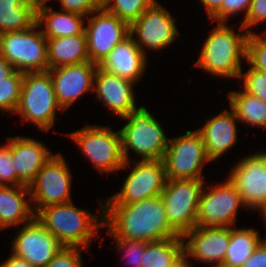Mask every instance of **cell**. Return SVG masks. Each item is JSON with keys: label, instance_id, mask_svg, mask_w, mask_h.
I'll return each mask as SVG.
<instances>
[{"label": "cell", "instance_id": "cell-20", "mask_svg": "<svg viewBox=\"0 0 266 267\" xmlns=\"http://www.w3.org/2000/svg\"><path fill=\"white\" fill-rule=\"evenodd\" d=\"M12 159L17 177L27 186L51 158V151L43 143L28 137H9Z\"/></svg>", "mask_w": 266, "mask_h": 267}, {"label": "cell", "instance_id": "cell-6", "mask_svg": "<svg viewBox=\"0 0 266 267\" xmlns=\"http://www.w3.org/2000/svg\"><path fill=\"white\" fill-rule=\"evenodd\" d=\"M36 23L30 29L0 34V54L20 72L48 70L47 38Z\"/></svg>", "mask_w": 266, "mask_h": 267}, {"label": "cell", "instance_id": "cell-24", "mask_svg": "<svg viewBox=\"0 0 266 267\" xmlns=\"http://www.w3.org/2000/svg\"><path fill=\"white\" fill-rule=\"evenodd\" d=\"M27 194L30 195L27 185L0 186V226L2 228L20 225V223L26 224L35 217V212L24 198Z\"/></svg>", "mask_w": 266, "mask_h": 267}, {"label": "cell", "instance_id": "cell-28", "mask_svg": "<svg viewBox=\"0 0 266 267\" xmlns=\"http://www.w3.org/2000/svg\"><path fill=\"white\" fill-rule=\"evenodd\" d=\"M261 241L258 231L253 228H231L229 246L222 267H241Z\"/></svg>", "mask_w": 266, "mask_h": 267}, {"label": "cell", "instance_id": "cell-10", "mask_svg": "<svg viewBox=\"0 0 266 267\" xmlns=\"http://www.w3.org/2000/svg\"><path fill=\"white\" fill-rule=\"evenodd\" d=\"M166 180L165 165L162 159L139 160L125 179L120 192L105 200V205H129L160 196Z\"/></svg>", "mask_w": 266, "mask_h": 267}, {"label": "cell", "instance_id": "cell-33", "mask_svg": "<svg viewBox=\"0 0 266 267\" xmlns=\"http://www.w3.org/2000/svg\"><path fill=\"white\" fill-rule=\"evenodd\" d=\"M239 78H243L244 92L258 97L266 103V72L256 70L250 66L246 73H240Z\"/></svg>", "mask_w": 266, "mask_h": 267}, {"label": "cell", "instance_id": "cell-47", "mask_svg": "<svg viewBox=\"0 0 266 267\" xmlns=\"http://www.w3.org/2000/svg\"><path fill=\"white\" fill-rule=\"evenodd\" d=\"M47 1H50V0H38V3H45L46 4Z\"/></svg>", "mask_w": 266, "mask_h": 267}, {"label": "cell", "instance_id": "cell-9", "mask_svg": "<svg viewBox=\"0 0 266 267\" xmlns=\"http://www.w3.org/2000/svg\"><path fill=\"white\" fill-rule=\"evenodd\" d=\"M162 160L167 179H202L203 165L211 161L197 130L169 139Z\"/></svg>", "mask_w": 266, "mask_h": 267}, {"label": "cell", "instance_id": "cell-7", "mask_svg": "<svg viewBox=\"0 0 266 267\" xmlns=\"http://www.w3.org/2000/svg\"><path fill=\"white\" fill-rule=\"evenodd\" d=\"M203 179H167L161 193L167 221L180 236L196 226Z\"/></svg>", "mask_w": 266, "mask_h": 267}, {"label": "cell", "instance_id": "cell-17", "mask_svg": "<svg viewBox=\"0 0 266 267\" xmlns=\"http://www.w3.org/2000/svg\"><path fill=\"white\" fill-rule=\"evenodd\" d=\"M97 67L98 64L87 61L47 70L61 111L68 109L82 94L93 89Z\"/></svg>", "mask_w": 266, "mask_h": 267}, {"label": "cell", "instance_id": "cell-43", "mask_svg": "<svg viewBox=\"0 0 266 267\" xmlns=\"http://www.w3.org/2000/svg\"><path fill=\"white\" fill-rule=\"evenodd\" d=\"M207 9V14L211 18L222 6L223 0H201Z\"/></svg>", "mask_w": 266, "mask_h": 267}, {"label": "cell", "instance_id": "cell-44", "mask_svg": "<svg viewBox=\"0 0 266 267\" xmlns=\"http://www.w3.org/2000/svg\"><path fill=\"white\" fill-rule=\"evenodd\" d=\"M186 254L183 253L178 259L177 261L173 264L172 267H192L190 265V263L187 261L186 259Z\"/></svg>", "mask_w": 266, "mask_h": 267}, {"label": "cell", "instance_id": "cell-35", "mask_svg": "<svg viewBox=\"0 0 266 267\" xmlns=\"http://www.w3.org/2000/svg\"><path fill=\"white\" fill-rule=\"evenodd\" d=\"M81 249L63 246L45 267H81Z\"/></svg>", "mask_w": 266, "mask_h": 267}, {"label": "cell", "instance_id": "cell-21", "mask_svg": "<svg viewBox=\"0 0 266 267\" xmlns=\"http://www.w3.org/2000/svg\"><path fill=\"white\" fill-rule=\"evenodd\" d=\"M230 111L224 110L197 129L203 139L206 154L211 161L221 157L237 142L235 120L238 119L235 112L232 109Z\"/></svg>", "mask_w": 266, "mask_h": 267}, {"label": "cell", "instance_id": "cell-8", "mask_svg": "<svg viewBox=\"0 0 266 267\" xmlns=\"http://www.w3.org/2000/svg\"><path fill=\"white\" fill-rule=\"evenodd\" d=\"M68 135L81 147L86 158L100 173L126 168L130 163L123 158L120 131L113 132L108 126L87 124Z\"/></svg>", "mask_w": 266, "mask_h": 267}, {"label": "cell", "instance_id": "cell-27", "mask_svg": "<svg viewBox=\"0 0 266 267\" xmlns=\"http://www.w3.org/2000/svg\"><path fill=\"white\" fill-rule=\"evenodd\" d=\"M182 236L145 242L141 267H172L184 253Z\"/></svg>", "mask_w": 266, "mask_h": 267}, {"label": "cell", "instance_id": "cell-31", "mask_svg": "<svg viewBox=\"0 0 266 267\" xmlns=\"http://www.w3.org/2000/svg\"><path fill=\"white\" fill-rule=\"evenodd\" d=\"M24 73L15 71L10 77L0 79V110L15 112L21 95Z\"/></svg>", "mask_w": 266, "mask_h": 267}, {"label": "cell", "instance_id": "cell-13", "mask_svg": "<svg viewBox=\"0 0 266 267\" xmlns=\"http://www.w3.org/2000/svg\"><path fill=\"white\" fill-rule=\"evenodd\" d=\"M89 17L85 27L89 61L100 65L111 51L130 35V25L104 7Z\"/></svg>", "mask_w": 266, "mask_h": 267}, {"label": "cell", "instance_id": "cell-40", "mask_svg": "<svg viewBox=\"0 0 266 267\" xmlns=\"http://www.w3.org/2000/svg\"><path fill=\"white\" fill-rule=\"evenodd\" d=\"M241 267H266V239L261 241Z\"/></svg>", "mask_w": 266, "mask_h": 267}, {"label": "cell", "instance_id": "cell-25", "mask_svg": "<svg viewBox=\"0 0 266 267\" xmlns=\"http://www.w3.org/2000/svg\"><path fill=\"white\" fill-rule=\"evenodd\" d=\"M48 69L89 61L86 33L47 38Z\"/></svg>", "mask_w": 266, "mask_h": 267}, {"label": "cell", "instance_id": "cell-37", "mask_svg": "<svg viewBox=\"0 0 266 267\" xmlns=\"http://www.w3.org/2000/svg\"><path fill=\"white\" fill-rule=\"evenodd\" d=\"M252 0H223L221 8L210 18L212 22L217 20L218 23H225L228 16L246 10L245 17L249 10Z\"/></svg>", "mask_w": 266, "mask_h": 267}, {"label": "cell", "instance_id": "cell-14", "mask_svg": "<svg viewBox=\"0 0 266 267\" xmlns=\"http://www.w3.org/2000/svg\"><path fill=\"white\" fill-rule=\"evenodd\" d=\"M136 33V45L146 55L145 48H166L179 35L173 17L156 1L130 25V34ZM143 44V45H142Z\"/></svg>", "mask_w": 266, "mask_h": 267}, {"label": "cell", "instance_id": "cell-46", "mask_svg": "<svg viewBox=\"0 0 266 267\" xmlns=\"http://www.w3.org/2000/svg\"><path fill=\"white\" fill-rule=\"evenodd\" d=\"M102 7L108 4L109 0H96Z\"/></svg>", "mask_w": 266, "mask_h": 267}, {"label": "cell", "instance_id": "cell-23", "mask_svg": "<svg viewBox=\"0 0 266 267\" xmlns=\"http://www.w3.org/2000/svg\"><path fill=\"white\" fill-rule=\"evenodd\" d=\"M62 11V12H61ZM60 12L47 7L45 3L37 4V20L46 38L66 37L85 32L84 15L61 10Z\"/></svg>", "mask_w": 266, "mask_h": 267}, {"label": "cell", "instance_id": "cell-16", "mask_svg": "<svg viewBox=\"0 0 266 267\" xmlns=\"http://www.w3.org/2000/svg\"><path fill=\"white\" fill-rule=\"evenodd\" d=\"M242 202L249 208L261 207L266 202V152L245 157L230 172Z\"/></svg>", "mask_w": 266, "mask_h": 267}, {"label": "cell", "instance_id": "cell-34", "mask_svg": "<svg viewBox=\"0 0 266 267\" xmlns=\"http://www.w3.org/2000/svg\"><path fill=\"white\" fill-rule=\"evenodd\" d=\"M6 183H11V186L25 185L17 177L12 159V148L8 143L0 147V186H7Z\"/></svg>", "mask_w": 266, "mask_h": 267}, {"label": "cell", "instance_id": "cell-41", "mask_svg": "<svg viewBox=\"0 0 266 267\" xmlns=\"http://www.w3.org/2000/svg\"><path fill=\"white\" fill-rule=\"evenodd\" d=\"M0 267H34L28 261L23 258L17 257L13 253H11V257H9Z\"/></svg>", "mask_w": 266, "mask_h": 267}, {"label": "cell", "instance_id": "cell-2", "mask_svg": "<svg viewBox=\"0 0 266 267\" xmlns=\"http://www.w3.org/2000/svg\"><path fill=\"white\" fill-rule=\"evenodd\" d=\"M101 209V223L97 216L76 208L72 201L41 208L35 217L63 246L88 249L91 238H98V228L104 227V207Z\"/></svg>", "mask_w": 266, "mask_h": 267}, {"label": "cell", "instance_id": "cell-39", "mask_svg": "<svg viewBox=\"0 0 266 267\" xmlns=\"http://www.w3.org/2000/svg\"><path fill=\"white\" fill-rule=\"evenodd\" d=\"M264 20H266V0H252L240 30L245 31L248 27L255 26Z\"/></svg>", "mask_w": 266, "mask_h": 267}, {"label": "cell", "instance_id": "cell-3", "mask_svg": "<svg viewBox=\"0 0 266 267\" xmlns=\"http://www.w3.org/2000/svg\"><path fill=\"white\" fill-rule=\"evenodd\" d=\"M225 24L218 23L211 30L195 64L216 76L239 78L241 58L246 59L247 38L252 31L247 29L245 34H236Z\"/></svg>", "mask_w": 266, "mask_h": 267}, {"label": "cell", "instance_id": "cell-48", "mask_svg": "<svg viewBox=\"0 0 266 267\" xmlns=\"http://www.w3.org/2000/svg\"><path fill=\"white\" fill-rule=\"evenodd\" d=\"M259 38H260V40L262 41V42H264L265 44H266V39H263V37H260L259 35H257Z\"/></svg>", "mask_w": 266, "mask_h": 267}, {"label": "cell", "instance_id": "cell-12", "mask_svg": "<svg viewBox=\"0 0 266 267\" xmlns=\"http://www.w3.org/2000/svg\"><path fill=\"white\" fill-rule=\"evenodd\" d=\"M203 188L196 216V226L231 227L236 221L238 207L245 205L235 185L227 179L224 184L211 186L209 192Z\"/></svg>", "mask_w": 266, "mask_h": 267}, {"label": "cell", "instance_id": "cell-22", "mask_svg": "<svg viewBox=\"0 0 266 267\" xmlns=\"http://www.w3.org/2000/svg\"><path fill=\"white\" fill-rule=\"evenodd\" d=\"M146 63V55L136 45L135 37L130 34L111 51L99 66L108 72L136 82L141 78Z\"/></svg>", "mask_w": 266, "mask_h": 267}, {"label": "cell", "instance_id": "cell-4", "mask_svg": "<svg viewBox=\"0 0 266 267\" xmlns=\"http://www.w3.org/2000/svg\"><path fill=\"white\" fill-rule=\"evenodd\" d=\"M123 119L128 121L119 130L125 162H129V149L140 155L142 160L163 159L169 140L151 113L141 106L130 111Z\"/></svg>", "mask_w": 266, "mask_h": 267}, {"label": "cell", "instance_id": "cell-5", "mask_svg": "<svg viewBox=\"0 0 266 267\" xmlns=\"http://www.w3.org/2000/svg\"><path fill=\"white\" fill-rule=\"evenodd\" d=\"M58 105L53 81L48 71L25 72L20 101L15 114L25 121L35 123L40 130L47 131L54 125Z\"/></svg>", "mask_w": 266, "mask_h": 267}, {"label": "cell", "instance_id": "cell-26", "mask_svg": "<svg viewBox=\"0 0 266 267\" xmlns=\"http://www.w3.org/2000/svg\"><path fill=\"white\" fill-rule=\"evenodd\" d=\"M37 4L38 0H0V34L34 26Z\"/></svg>", "mask_w": 266, "mask_h": 267}, {"label": "cell", "instance_id": "cell-19", "mask_svg": "<svg viewBox=\"0 0 266 267\" xmlns=\"http://www.w3.org/2000/svg\"><path fill=\"white\" fill-rule=\"evenodd\" d=\"M93 85L97 98L115 114L123 118L136 109L133 84L135 82L106 71L99 65L94 75Z\"/></svg>", "mask_w": 266, "mask_h": 267}, {"label": "cell", "instance_id": "cell-29", "mask_svg": "<svg viewBox=\"0 0 266 267\" xmlns=\"http://www.w3.org/2000/svg\"><path fill=\"white\" fill-rule=\"evenodd\" d=\"M230 108L238 120L244 123L266 128V103L246 92L230 91Z\"/></svg>", "mask_w": 266, "mask_h": 267}, {"label": "cell", "instance_id": "cell-15", "mask_svg": "<svg viewBox=\"0 0 266 267\" xmlns=\"http://www.w3.org/2000/svg\"><path fill=\"white\" fill-rule=\"evenodd\" d=\"M12 253L34 267H45L63 245L34 217L19 230Z\"/></svg>", "mask_w": 266, "mask_h": 267}, {"label": "cell", "instance_id": "cell-11", "mask_svg": "<svg viewBox=\"0 0 266 267\" xmlns=\"http://www.w3.org/2000/svg\"><path fill=\"white\" fill-rule=\"evenodd\" d=\"M71 174L61 154L52 155L41 168L35 179L29 184L31 197L36 206V213L49 205L71 202Z\"/></svg>", "mask_w": 266, "mask_h": 267}, {"label": "cell", "instance_id": "cell-38", "mask_svg": "<svg viewBox=\"0 0 266 267\" xmlns=\"http://www.w3.org/2000/svg\"><path fill=\"white\" fill-rule=\"evenodd\" d=\"M60 10L77 13L80 15H93L94 12L103 8L96 0H60Z\"/></svg>", "mask_w": 266, "mask_h": 267}, {"label": "cell", "instance_id": "cell-18", "mask_svg": "<svg viewBox=\"0 0 266 267\" xmlns=\"http://www.w3.org/2000/svg\"><path fill=\"white\" fill-rule=\"evenodd\" d=\"M231 227H200L195 226L186 232L184 253L204 263H216L213 267H222L227 247L229 246ZM186 238H189L186 242ZM186 242V243H185Z\"/></svg>", "mask_w": 266, "mask_h": 267}, {"label": "cell", "instance_id": "cell-32", "mask_svg": "<svg viewBox=\"0 0 266 267\" xmlns=\"http://www.w3.org/2000/svg\"><path fill=\"white\" fill-rule=\"evenodd\" d=\"M246 62L252 68L266 72V44L254 32L247 38Z\"/></svg>", "mask_w": 266, "mask_h": 267}, {"label": "cell", "instance_id": "cell-42", "mask_svg": "<svg viewBox=\"0 0 266 267\" xmlns=\"http://www.w3.org/2000/svg\"><path fill=\"white\" fill-rule=\"evenodd\" d=\"M15 71V67L0 54V79L10 77Z\"/></svg>", "mask_w": 266, "mask_h": 267}, {"label": "cell", "instance_id": "cell-1", "mask_svg": "<svg viewBox=\"0 0 266 267\" xmlns=\"http://www.w3.org/2000/svg\"><path fill=\"white\" fill-rule=\"evenodd\" d=\"M104 227L114 238L144 242L179 236L169 225L161 196L129 205H104Z\"/></svg>", "mask_w": 266, "mask_h": 267}, {"label": "cell", "instance_id": "cell-30", "mask_svg": "<svg viewBox=\"0 0 266 267\" xmlns=\"http://www.w3.org/2000/svg\"><path fill=\"white\" fill-rule=\"evenodd\" d=\"M112 2L113 0H109L104 8L131 25L148 7L153 5L156 0H114L113 4Z\"/></svg>", "mask_w": 266, "mask_h": 267}, {"label": "cell", "instance_id": "cell-45", "mask_svg": "<svg viewBox=\"0 0 266 267\" xmlns=\"http://www.w3.org/2000/svg\"><path fill=\"white\" fill-rule=\"evenodd\" d=\"M259 209L262 211L261 216H263L266 221V202L261 207H259Z\"/></svg>", "mask_w": 266, "mask_h": 267}, {"label": "cell", "instance_id": "cell-36", "mask_svg": "<svg viewBox=\"0 0 266 267\" xmlns=\"http://www.w3.org/2000/svg\"><path fill=\"white\" fill-rule=\"evenodd\" d=\"M118 250L126 248L124 257H130L126 262L132 264L133 267H141L143 253L145 251V242L136 240H127L124 238H114Z\"/></svg>", "mask_w": 266, "mask_h": 267}]
</instances>
